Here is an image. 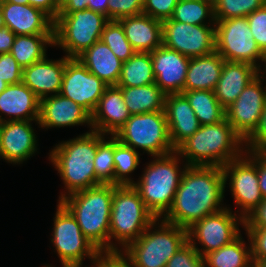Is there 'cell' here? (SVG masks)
Listing matches in <instances>:
<instances>
[{
	"label": "cell",
	"mask_w": 266,
	"mask_h": 267,
	"mask_svg": "<svg viewBox=\"0 0 266 267\" xmlns=\"http://www.w3.org/2000/svg\"><path fill=\"white\" fill-rule=\"evenodd\" d=\"M225 181L221 167L187 166L171 208L162 220L188 229L205 216L225 208Z\"/></svg>",
	"instance_id": "obj_1"
},
{
	"label": "cell",
	"mask_w": 266,
	"mask_h": 267,
	"mask_svg": "<svg viewBox=\"0 0 266 267\" xmlns=\"http://www.w3.org/2000/svg\"><path fill=\"white\" fill-rule=\"evenodd\" d=\"M244 140L225 118L219 123L201 125L177 148L176 152L188 166L223 167L245 152Z\"/></svg>",
	"instance_id": "obj_2"
},
{
	"label": "cell",
	"mask_w": 266,
	"mask_h": 267,
	"mask_svg": "<svg viewBox=\"0 0 266 267\" xmlns=\"http://www.w3.org/2000/svg\"><path fill=\"white\" fill-rule=\"evenodd\" d=\"M96 151L97 132L90 129L76 138L56 143L50 151L49 160L66 189L60 193L58 202L72 193L102 184L94 169Z\"/></svg>",
	"instance_id": "obj_3"
},
{
	"label": "cell",
	"mask_w": 266,
	"mask_h": 267,
	"mask_svg": "<svg viewBox=\"0 0 266 267\" xmlns=\"http://www.w3.org/2000/svg\"><path fill=\"white\" fill-rule=\"evenodd\" d=\"M112 197L113 184H100L72 193L59 201L100 253H109Z\"/></svg>",
	"instance_id": "obj_4"
},
{
	"label": "cell",
	"mask_w": 266,
	"mask_h": 267,
	"mask_svg": "<svg viewBox=\"0 0 266 267\" xmlns=\"http://www.w3.org/2000/svg\"><path fill=\"white\" fill-rule=\"evenodd\" d=\"M156 219L153 213L146 207L139 192L133 185L113 184L109 229V253H121L124 251L131 243L135 242ZM113 238L115 239L114 243L112 240ZM117 244L119 247H117Z\"/></svg>",
	"instance_id": "obj_5"
},
{
	"label": "cell",
	"mask_w": 266,
	"mask_h": 267,
	"mask_svg": "<svg viewBox=\"0 0 266 267\" xmlns=\"http://www.w3.org/2000/svg\"><path fill=\"white\" fill-rule=\"evenodd\" d=\"M152 158L133 187L153 215L162 218L172 206L181 177L188 165L182 163L181 168L183 159L176 151Z\"/></svg>",
	"instance_id": "obj_6"
},
{
	"label": "cell",
	"mask_w": 266,
	"mask_h": 267,
	"mask_svg": "<svg viewBox=\"0 0 266 267\" xmlns=\"http://www.w3.org/2000/svg\"><path fill=\"white\" fill-rule=\"evenodd\" d=\"M187 241V229L157 218L120 254L131 267H165Z\"/></svg>",
	"instance_id": "obj_7"
},
{
	"label": "cell",
	"mask_w": 266,
	"mask_h": 267,
	"mask_svg": "<svg viewBox=\"0 0 266 267\" xmlns=\"http://www.w3.org/2000/svg\"><path fill=\"white\" fill-rule=\"evenodd\" d=\"M113 136L137 152L143 149L151 157L176 151L170 140L165 111L131 115Z\"/></svg>",
	"instance_id": "obj_8"
},
{
	"label": "cell",
	"mask_w": 266,
	"mask_h": 267,
	"mask_svg": "<svg viewBox=\"0 0 266 267\" xmlns=\"http://www.w3.org/2000/svg\"><path fill=\"white\" fill-rule=\"evenodd\" d=\"M110 20L90 9L59 14L54 21V46L68 58H77L99 41L105 25Z\"/></svg>",
	"instance_id": "obj_9"
},
{
	"label": "cell",
	"mask_w": 266,
	"mask_h": 267,
	"mask_svg": "<svg viewBox=\"0 0 266 267\" xmlns=\"http://www.w3.org/2000/svg\"><path fill=\"white\" fill-rule=\"evenodd\" d=\"M51 242L62 267H83L85 258L95 260L101 253L84 236L72 214L58 202Z\"/></svg>",
	"instance_id": "obj_10"
},
{
	"label": "cell",
	"mask_w": 266,
	"mask_h": 267,
	"mask_svg": "<svg viewBox=\"0 0 266 267\" xmlns=\"http://www.w3.org/2000/svg\"><path fill=\"white\" fill-rule=\"evenodd\" d=\"M222 171L225 187L229 184L236 206L240 207L237 212L245 219L264 200L258 183V152L245 151L225 164Z\"/></svg>",
	"instance_id": "obj_11"
},
{
	"label": "cell",
	"mask_w": 266,
	"mask_h": 267,
	"mask_svg": "<svg viewBox=\"0 0 266 267\" xmlns=\"http://www.w3.org/2000/svg\"><path fill=\"white\" fill-rule=\"evenodd\" d=\"M215 51L225 61L260 66L263 53L257 46L246 17L215 20Z\"/></svg>",
	"instance_id": "obj_12"
},
{
	"label": "cell",
	"mask_w": 266,
	"mask_h": 267,
	"mask_svg": "<svg viewBox=\"0 0 266 267\" xmlns=\"http://www.w3.org/2000/svg\"><path fill=\"white\" fill-rule=\"evenodd\" d=\"M239 225L244 227V219L239 213L236 214V211L233 213L231 208L225 206L188 228V242L204 257L209 252L218 250L236 239L241 234ZM197 242L202 248L196 245Z\"/></svg>",
	"instance_id": "obj_13"
},
{
	"label": "cell",
	"mask_w": 266,
	"mask_h": 267,
	"mask_svg": "<svg viewBox=\"0 0 266 267\" xmlns=\"http://www.w3.org/2000/svg\"><path fill=\"white\" fill-rule=\"evenodd\" d=\"M162 45L189 58L215 52V25H191L168 19L162 22Z\"/></svg>",
	"instance_id": "obj_14"
},
{
	"label": "cell",
	"mask_w": 266,
	"mask_h": 267,
	"mask_svg": "<svg viewBox=\"0 0 266 267\" xmlns=\"http://www.w3.org/2000/svg\"><path fill=\"white\" fill-rule=\"evenodd\" d=\"M263 82L257 75L225 109L227 121L244 141L257 128L266 106V83L263 86Z\"/></svg>",
	"instance_id": "obj_15"
},
{
	"label": "cell",
	"mask_w": 266,
	"mask_h": 267,
	"mask_svg": "<svg viewBox=\"0 0 266 267\" xmlns=\"http://www.w3.org/2000/svg\"><path fill=\"white\" fill-rule=\"evenodd\" d=\"M109 85L92 74L78 58L66 57L60 94L92 114Z\"/></svg>",
	"instance_id": "obj_16"
},
{
	"label": "cell",
	"mask_w": 266,
	"mask_h": 267,
	"mask_svg": "<svg viewBox=\"0 0 266 267\" xmlns=\"http://www.w3.org/2000/svg\"><path fill=\"white\" fill-rule=\"evenodd\" d=\"M38 122L39 128L47 130L85 124L92 130L91 114L81 105L61 94L40 99Z\"/></svg>",
	"instance_id": "obj_17"
},
{
	"label": "cell",
	"mask_w": 266,
	"mask_h": 267,
	"mask_svg": "<svg viewBox=\"0 0 266 267\" xmlns=\"http://www.w3.org/2000/svg\"><path fill=\"white\" fill-rule=\"evenodd\" d=\"M155 84L167 95L182 93L190 58L163 45L150 53Z\"/></svg>",
	"instance_id": "obj_18"
},
{
	"label": "cell",
	"mask_w": 266,
	"mask_h": 267,
	"mask_svg": "<svg viewBox=\"0 0 266 267\" xmlns=\"http://www.w3.org/2000/svg\"><path fill=\"white\" fill-rule=\"evenodd\" d=\"M32 121H7L0 124V143L3 160L23 164L37 152L38 140Z\"/></svg>",
	"instance_id": "obj_19"
},
{
	"label": "cell",
	"mask_w": 266,
	"mask_h": 267,
	"mask_svg": "<svg viewBox=\"0 0 266 267\" xmlns=\"http://www.w3.org/2000/svg\"><path fill=\"white\" fill-rule=\"evenodd\" d=\"M6 28L15 35H54V21L30 4L0 2Z\"/></svg>",
	"instance_id": "obj_20"
},
{
	"label": "cell",
	"mask_w": 266,
	"mask_h": 267,
	"mask_svg": "<svg viewBox=\"0 0 266 267\" xmlns=\"http://www.w3.org/2000/svg\"><path fill=\"white\" fill-rule=\"evenodd\" d=\"M130 116L121 89L117 85L108 86L91 114L92 130L113 136Z\"/></svg>",
	"instance_id": "obj_21"
},
{
	"label": "cell",
	"mask_w": 266,
	"mask_h": 267,
	"mask_svg": "<svg viewBox=\"0 0 266 267\" xmlns=\"http://www.w3.org/2000/svg\"><path fill=\"white\" fill-rule=\"evenodd\" d=\"M66 66V56L48 59L23 68L22 82L39 98L60 94Z\"/></svg>",
	"instance_id": "obj_22"
},
{
	"label": "cell",
	"mask_w": 266,
	"mask_h": 267,
	"mask_svg": "<svg viewBox=\"0 0 266 267\" xmlns=\"http://www.w3.org/2000/svg\"><path fill=\"white\" fill-rule=\"evenodd\" d=\"M39 106L40 99L22 81L8 85L0 93V121H34L39 127Z\"/></svg>",
	"instance_id": "obj_23"
},
{
	"label": "cell",
	"mask_w": 266,
	"mask_h": 267,
	"mask_svg": "<svg viewBox=\"0 0 266 267\" xmlns=\"http://www.w3.org/2000/svg\"><path fill=\"white\" fill-rule=\"evenodd\" d=\"M164 111L170 140L175 149L201 126L187 98L182 93L167 94Z\"/></svg>",
	"instance_id": "obj_24"
},
{
	"label": "cell",
	"mask_w": 266,
	"mask_h": 267,
	"mask_svg": "<svg viewBox=\"0 0 266 267\" xmlns=\"http://www.w3.org/2000/svg\"><path fill=\"white\" fill-rule=\"evenodd\" d=\"M136 52L151 53L162 45V22L144 13L117 20Z\"/></svg>",
	"instance_id": "obj_25"
},
{
	"label": "cell",
	"mask_w": 266,
	"mask_h": 267,
	"mask_svg": "<svg viewBox=\"0 0 266 267\" xmlns=\"http://www.w3.org/2000/svg\"><path fill=\"white\" fill-rule=\"evenodd\" d=\"M257 76V68L243 62L224 61L221 77L214 89L218 102L226 109Z\"/></svg>",
	"instance_id": "obj_26"
},
{
	"label": "cell",
	"mask_w": 266,
	"mask_h": 267,
	"mask_svg": "<svg viewBox=\"0 0 266 267\" xmlns=\"http://www.w3.org/2000/svg\"><path fill=\"white\" fill-rule=\"evenodd\" d=\"M77 58L92 74L109 86L118 84L123 62L101 40Z\"/></svg>",
	"instance_id": "obj_27"
},
{
	"label": "cell",
	"mask_w": 266,
	"mask_h": 267,
	"mask_svg": "<svg viewBox=\"0 0 266 267\" xmlns=\"http://www.w3.org/2000/svg\"><path fill=\"white\" fill-rule=\"evenodd\" d=\"M224 61L216 51L207 56L190 58L184 91H214L221 77Z\"/></svg>",
	"instance_id": "obj_28"
},
{
	"label": "cell",
	"mask_w": 266,
	"mask_h": 267,
	"mask_svg": "<svg viewBox=\"0 0 266 267\" xmlns=\"http://www.w3.org/2000/svg\"><path fill=\"white\" fill-rule=\"evenodd\" d=\"M119 88L131 115L164 111L166 94L155 83L145 86Z\"/></svg>",
	"instance_id": "obj_29"
},
{
	"label": "cell",
	"mask_w": 266,
	"mask_h": 267,
	"mask_svg": "<svg viewBox=\"0 0 266 267\" xmlns=\"http://www.w3.org/2000/svg\"><path fill=\"white\" fill-rule=\"evenodd\" d=\"M248 238V245L240 234L229 244L222 246L206 254L204 267H253L251 259V243Z\"/></svg>",
	"instance_id": "obj_30"
},
{
	"label": "cell",
	"mask_w": 266,
	"mask_h": 267,
	"mask_svg": "<svg viewBox=\"0 0 266 267\" xmlns=\"http://www.w3.org/2000/svg\"><path fill=\"white\" fill-rule=\"evenodd\" d=\"M47 45L54 46V35H16L10 53L25 68L47 56Z\"/></svg>",
	"instance_id": "obj_31"
},
{
	"label": "cell",
	"mask_w": 266,
	"mask_h": 267,
	"mask_svg": "<svg viewBox=\"0 0 266 267\" xmlns=\"http://www.w3.org/2000/svg\"><path fill=\"white\" fill-rule=\"evenodd\" d=\"M200 125L216 124L226 118L225 108L218 102L214 91H183Z\"/></svg>",
	"instance_id": "obj_32"
},
{
	"label": "cell",
	"mask_w": 266,
	"mask_h": 267,
	"mask_svg": "<svg viewBox=\"0 0 266 267\" xmlns=\"http://www.w3.org/2000/svg\"><path fill=\"white\" fill-rule=\"evenodd\" d=\"M155 83L150 53L136 52L122 64L118 87H136Z\"/></svg>",
	"instance_id": "obj_33"
},
{
	"label": "cell",
	"mask_w": 266,
	"mask_h": 267,
	"mask_svg": "<svg viewBox=\"0 0 266 267\" xmlns=\"http://www.w3.org/2000/svg\"><path fill=\"white\" fill-rule=\"evenodd\" d=\"M171 19L191 25H215L214 4L208 0H179Z\"/></svg>",
	"instance_id": "obj_34"
},
{
	"label": "cell",
	"mask_w": 266,
	"mask_h": 267,
	"mask_svg": "<svg viewBox=\"0 0 266 267\" xmlns=\"http://www.w3.org/2000/svg\"><path fill=\"white\" fill-rule=\"evenodd\" d=\"M140 155L132 147L120 143L114 137V185H133L135 183L129 175L138 168Z\"/></svg>",
	"instance_id": "obj_35"
},
{
	"label": "cell",
	"mask_w": 266,
	"mask_h": 267,
	"mask_svg": "<svg viewBox=\"0 0 266 267\" xmlns=\"http://www.w3.org/2000/svg\"><path fill=\"white\" fill-rule=\"evenodd\" d=\"M106 136L97 132V151L93 163L96 178L102 184H114V136Z\"/></svg>",
	"instance_id": "obj_36"
},
{
	"label": "cell",
	"mask_w": 266,
	"mask_h": 267,
	"mask_svg": "<svg viewBox=\"0 0 266 267\" xmlns=\"http://www.w3.org/2000/svg\"><path fill=\"white\" fill-rule=\"evenodd\" d=\"M100 40L124 63L136 51L127 40L122 25L117 20H110L104 27Z\"/></svg>",
	"instance_id": "obj_37"
},
{
	"label": "cell",
	"mask_w": 266,
	"mask_h": 267,
	"mask_svg": "<svg viewBox=\"0 0 266 267\" xmlns=\"http://www.w3.org/2000/svg\"><path fill=\"white\" fill-rule=\"evenodd\" d=\"M265 4L266 0H217L214 3V18L225 20L233 17H247Z\"/></svg>",
	"instance_id": "obj_38"
},
{
	"label": "cell",
	"mask_w": 266,
	"mask_h": 267,
	"mask_svg": "<svg viewBox=\"0 0 266 267\" xmlns=\"http://www.w3.org/2000/svg\"><path fill=\"white\" fill-rule=\"evenodd\" d=\"M165 267H204V258L190 242H186L166 263Z\"/></svg>",
	"instance_id": "obj_39"
},
{
	"label": "cell",
	"mask_w": 266,
	"mask_h": 267,
	"mask_svg": "<svg viewBox=\"0 0 266 267\" xmlns=\"http://www.w3.org/2000/svg\"><path fill=\"white\" fill-rule=\"evenodd\" d=\"M143 13V0H108V19L119 20L123 17Z\"/></svg>",
	"instance_id": "obj_40"
},
{
	"label": "cell",
	"mask_w": 266,
	"mask_h": 267,
	"mask_svg": "<svg viewBox=\"0 0 266 267\" xmlns=\"http://www.w3.org/2000/svg\"><path fill=\"white\" fill-rule=\"evenodd\" d=\"M246 18L257 46L262 53L266 52V4Z\"/></svg>",
	"instance_id": "obj_41"
},
{
	"label": "cell",
	"mask_w": 266,
	"mask_h": 267,
	"mask_svg": "<svg viewBox=\"0 0 266 267\" xmlns=\"http://www.w3.org/2000/svg\"><path fill=\"white\" fill-rule=\"evenodd\" d=\"M179 0H143V13L161 22L171 19Z\"/></svg>",
	"instance_id": "obj_42"
},
{
	"label": "cell",
	"mask_w": 266,
	"mask_h": 267,
	"mask_svg": "<svg viewBox=\"0 0 266 267\" xmlns=\"http://www.w3.org/2000/svg\"><path fill=\"white\" fill-rule=\"evenodd\" d=\"M251 243L253 266L261 259H266V227H243Z\"/></svg>",
	"instance_id": "obj_43"
},
{
	"label": "cell",
	"mask_w": 266,
	"mask_h": 267,
	"mask_svg": "<svg viewBox=\"0 0 266 267\" xmlns=\"http://www.w3.org/2000/svg\"><path fill=\"white\" fill-rule=\"evenodd\" d=\"M23 68L11 53L0 54V78L8 85L22 81Z\"/></svg>",
	"instance_id": "obj_44"
},
{
	"label": "cell",
	"mask_w": 266,
	"mask_h": 267,
	"mask_svg": "<svg viewBox=\"0 0 266 267\" xmlns=\"http://www.w3.org/2000/svg\"><path fill=\"white\" fill-rule=\"evenodd\" d=\"M245 151H266V106L255 131L244 141Z\"/></svg>",
	"instance_id": "obj_45"
},
{
	"label": "cell",
	"mask_w": 266,
	"mask_h": 267,
	"mask_svg": "<svg viewBox=\"0 0 266 267\" xmlns=\"http://www.w3.org/2000/svg\"><path fill=\"white\" fill-rule=\"evenodd\" d=\"M244 227H266V199L244 219Z\"/></svg>",
	"instance_id": "obj_46"
},
{
	"label": "cell",
	"mask_w": 266,
	"mask_h": 267,
	"mask_svg": "<svg viewBox=\"0 0 266 267\" xmlns=\"http://www.w3.org/2000/svg\"><path fill=\"white\" fill-rule=\"evenodd\" d=\"M29 4L46 13L53 21L59 15L60 0H29Z\"/></svg>",
	"instance_id": "obj_47"
},
{
	"label": "cell",
	"mask_w": 266,
	"mask_h": 267,
	"mask_svg": "<svg viewBox=\"0 0 266 267\" xmlns=\"http://www.w3.org/2000/svg\"><path fill=\"white\" fill-rule=\"evenodd\" d=\"M88 1L90 0H60L59 14L88 9Z\"/></svg>",
	"instance_id": "obj_48"
},
{
	"label": "cell",
	"mask_w": 266,
	"mask_h": 267,
	"mask_svg": "<svg viewBox=\"0 0 266 267\" xmlns=\"http://www.w3.org/2000/svg\"><path fill=\"white\" fill-rule=\"evenodd\" d=\"M258 183L263 199H266V151L258 152Z\"/></svg>",
	"instance_id": "obj_49"
},
{
	"label": "cell",
	"mask_w": 266,
	"mask_h": 267,
	"mask_svg": "<svg viewBox=\"0 0 266 267\" xmlns=\"http://www.w3.org/2000/svg\"><path fill=\"white\" fill-rule=\"evenodd\" d=\"M15 36L9 28L0 30V54L10 53Z\"/></svg>",
	"instance_id": "obj_50"
},
{
	"label": "cell",
	"mask_w": 266,
	"mask_h": 267,
	"mask_svg": "<svg viewBox=\"0 0 266 267\" xmlns=\"http://www.w3.org/2000/svg\"><path fill=\"white\" fill-rule=\"evenodd\" d=\"M92 264V267H116V253H101Z\"/></svg>",
	"instance_id": "obj_51"
},
{
	"label": "cell",
	"mask_w": 266,
	"mask_h": 267,
	"mask_svg": "<svg viewBox=\"0 0 266 267\" xmlns=\"http://www.w3.org/2000/svg\"><path fill=\"white\" fill-rule=\"evenodd\" d=\"M88 9L108 18V0H90L88 1Z\"/></svg>",
	"instance_id": "obj_52"
},
{
	"label": "cell",
	"mask_w": 266,
	"mask_h": 267,
	"mask_svg": "<svg viewBox=\"0 0 266 267\" xmlns=\"http://www.w3.org/2000/svg\"><path fill=\"white\" fill-rule=\"evenodd\" d=\"M264 63V64H263ZM263 65V70L261 69ZM257 75L264 81L266 79V52H263L261 65L257 69ZM266 81V80H265Z\"/></svg>",
	"instance_id": "obj_53"
},
{
	"label": "cell",
	"mask_w": 266,
	"mask_h": 267,
	"mask_svg": "<svg viewBox=\"0 0 266 267\" xmlns=\"http://www.w3.org/2000/svg\"><path fill=\"white\" fill-rule=\"evenodd\" d=\"M116 267H131V266L125 261V258L120 253H116Z\"/></svg>",
	"instance_id": "obj_54"
},
{
	"label": "cell",
	"mask_w": 266,
	"mask_h": 267,
	"mask_svg": "<svg viewBox=\"0 0 266 267\" xmlns=\"http://www.w3.org/2000/svg\"><path fill=\"white\" fill-rule=\"evenodd\" d=\"M0 2H10L22 5L29 4V0H0Z\"/></svg>",
	"instance_id": "obj_55"
},
{
	"label": "cell",
	"mask_w": 266,
	"mask_h": 267,
	"mask_svg": "<svg viewBox=\"0 0 266 267\" xmlns=\"http://www.w3.org/2000/svg\"><path fill=\"white\" fill-rule=\"evenodd\" d=\"M6 25H5V21H4V17H3V12L1 10V7H0V30L5 28Z\"/></svg>",
	"instance_id": "obj_56"
},
{
	"label": "cell",
	"mask_w": 266,
	"mask_h": 267,
	"mask_svg": "<svg viewBox=\"0 0 266 267\" xmlns=\"http://www.w3.org/2000/svg\"><path fill=\"white\" fill-rule=\"evenodd\" d=\"M253 267H266V259L259 260Z\"/></svg>",
	"instance_id": "obj_57"
},
{
	"label": "cell",
	"mask_w": 266,
	"mask_h": 267,
	"mask_svg": "<svg viewBox=\"0 0 266 267\" xmlns=\"http://www.w3.org/2000/svg\"><path fill=\"white\" fill-rule=\"evenodd\" d=\"M8 84L0 78V93L7 88Z\"/></svg>",
	"instance_id": "obj_58"
},
{
	"label": "cell",
	"mask_w": 266,
	"mask_h": 267,
	"mask_svg": "<svg viewBox=\"0 0 266 267\" xmlns=\"http://www.w3.org/2000/svg\"><path fill=\"white\" fill-rule=\"evenodd\" d=\"M0 158L3 159V154H2V151H1V143H0Z\"/></svg>",
	"instance_id": "obj_59"
},
{
	"label": "cell",
	"mask_w": 266,
	"mask_h": 267,
	"mask_svg": "<svg viewBox=\"0 0 266 267\" xmlns=\"http://www.w3.org/2000/svg\"><path fill=\"white\" fill-rule=\"evenodd\" d=\"M210 2H212L213 4L217 1V0H208Z\"/></svg>",
	"instance_id": "obj_60"
},
{
	"label": "cell",
	"mask_w": 266,
	"mask_h": 267,
	"mask_svg": "<svg viewBox=\"0 0 266 267\" xmlns=\"http://www.w3.org/2000/svg\"><path fill=\"white\" fill-rule=\"evenodd\" d=\"M43 267H52V266H50V265H46V264H45Z\"/></svg>",
	"instance_id": "obj_61"
}]
</instances>
